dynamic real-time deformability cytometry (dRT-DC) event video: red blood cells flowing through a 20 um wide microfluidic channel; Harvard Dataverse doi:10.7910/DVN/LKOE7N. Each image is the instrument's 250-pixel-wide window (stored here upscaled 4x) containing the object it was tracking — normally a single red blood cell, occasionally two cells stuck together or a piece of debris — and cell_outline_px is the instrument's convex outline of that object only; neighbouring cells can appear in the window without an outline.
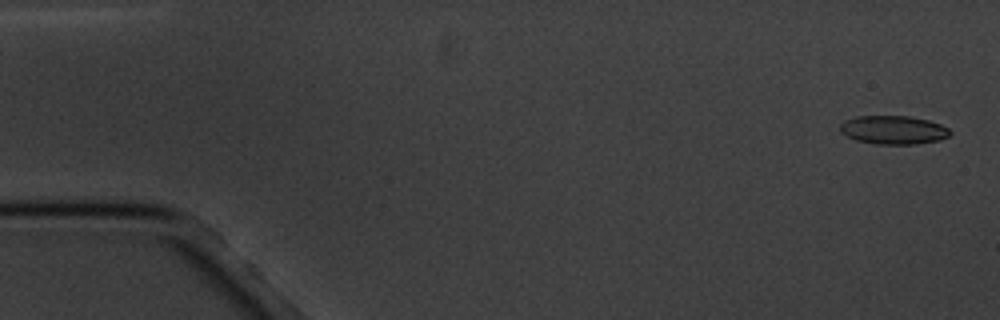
{"species": "common noctule bat (a hibernating species)", "species_latin": "Nyctalus noctula", "temperature_condition": "cold", "stored_images_in_passage": 6, "camera_frame_rate_fps": 3000, "um_per_image_px": 0.085, "animal": {"sex": "male", "body_mass_g": 20.1, "forearm_length_mm": 53.5}, "frame": {"image": 1, "passage_image": 1, "time_ms": 0.0, "image_size_px": [1000, 320], "cell_outline_px": [[952, 132], [948, 136], [940, 140], [916, 144], [876, 144], [856, 140], [840, 132], [840, 124], [844, 120], [856, 116], [908, 116], [928, 120], [940, 124], [948, 128]], "centroid_in_image_um": [75.93, 11.04], "position_along_channel_um": 9.1, "area_um2": 18.32}}
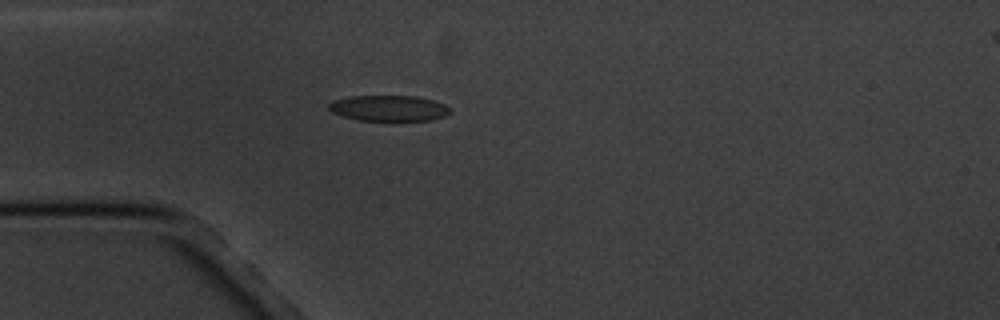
{"frame": {"image": 2, "passage_image": 5, "time_ms": 4.667, "image_size_px": [1000, 320], "cell_outline_px": [[452, 112], [444, 116], [432, 120], [360, 120], [344, 116], [332, 112], [328, 108], [328, 104], [332, 100], [348, 96], [416, 96], [432, 100], [444, 104], [452, 108]], "centroid_in_image_um": [33.06, 9.19], "position_along_channel_um": 51.9, "area_um2": 18.21}}